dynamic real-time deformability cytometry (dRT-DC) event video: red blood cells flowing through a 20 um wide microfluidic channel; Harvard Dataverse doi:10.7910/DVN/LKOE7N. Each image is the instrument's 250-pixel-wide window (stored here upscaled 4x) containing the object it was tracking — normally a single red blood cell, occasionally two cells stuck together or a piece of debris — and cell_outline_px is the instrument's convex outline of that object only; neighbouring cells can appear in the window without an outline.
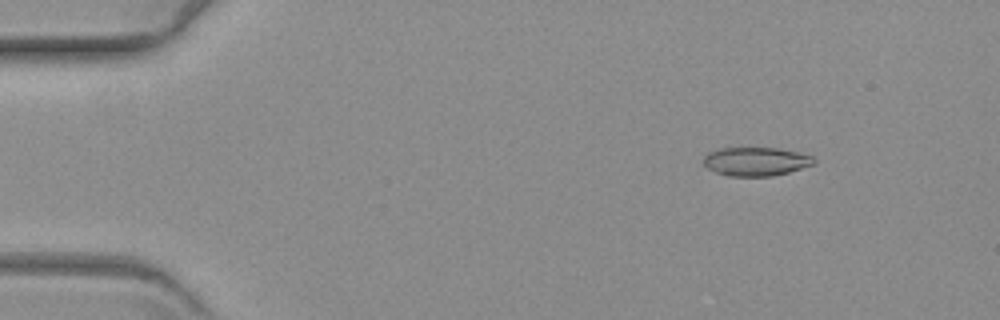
{"species": "common noctule bat (a hibernating species)", "species_latin": "Nyctalus noctula", "temperature_condition": "warm", "stored_images_in_passage": 59, "camera_frame_rate_fps": 3000, "um_per_image_px": 0.085, "animal": {"sex": "female", "body_mass_g": 19.3, "forearm_length_mm": 54.1}, "frame": {"image": 1, "passage_image": 8, "time_ms": 2.333, "image_size_px": [1000, 320], "cell_outline_px": [[816, 160], [812, 164], [788, 172], [772, 176], [728, 176], [716, 172], [708, 168], [704, 164], [704, 156], [708, 152], [720, 148], [776, 148], [800, 152], [812, 156]], "centroid_in_image_um": [64.23, 13.72], "position_along_channel_um": 20.8, "area_um2": 18.32}}
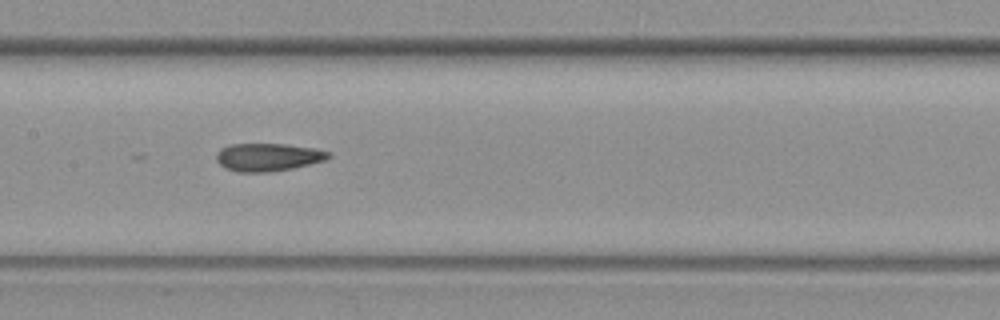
{"frame": {"image": 2, "passage_image": 30, "time_ms": 9.667, "image_size_px": [1000, 320], "cell_outline_px": [[332, 156], [324, 160], [292, 168], [272, 172], [236, 172], [224, 168], [216, 160], [216, 152], [220, 148], [228, 144], [284, 144], [312, 148], [332, 152]], "centroid_in_image_um": [22.73, 13.36], "position_along_channel_um": 184.7, "area_um2": 18.32}}
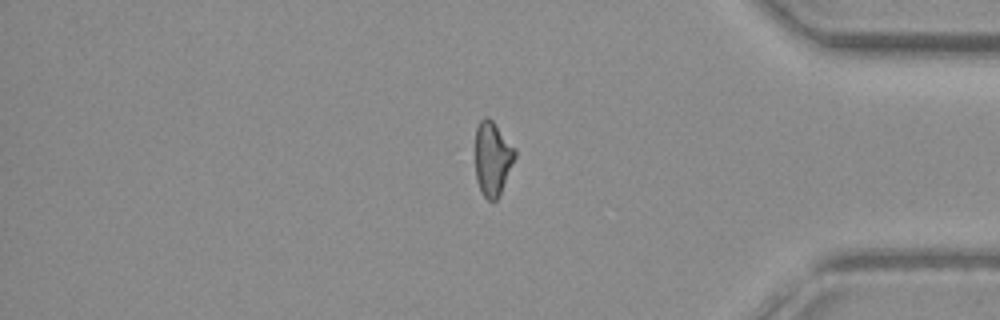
{"frame": {"image": 3, "passage_image": 50, "time_ms": 16.333, "image_size_px": [1000, 320], "cell_outline_px": [[516, 156], [500, 196], [496, 200], [488, 200], [480, 192], [476, 180], [476, 128], [480, 120], [484, 116], [488, 116], [492, 120], [516, 148]], "centroid_in_image_um": [41.87, 13.48], "position_along_channel_um": 393.3, "area_um2": 17.34}}